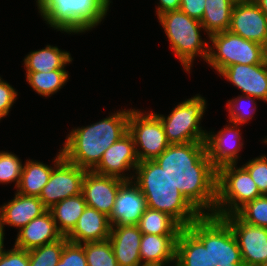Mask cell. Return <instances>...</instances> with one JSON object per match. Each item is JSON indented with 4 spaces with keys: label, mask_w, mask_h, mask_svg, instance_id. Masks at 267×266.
Here are the masks:
<instances>
[{
    "label": "cell",
    "mask_w": 267,
    "mask_h": 266,
    "mask_svg": "<svg viewBox=\"0 0 267 266\" xmlns=\"http://www.w3.org/2000/svg\"><path fill=\"white\" fill-rule=\"evenodd\" d=\"M178 236L143 234L139 248L142 266H175Z\"/></svg>",
    "instance_id": "obj_22"
},
{
    "label": "cell",
    "mask_w": 267,
    "mask_h": 266,
    "mask_svg": "<svg viewBox=\"0 0 267 266\" xmlns=\"http://www.w3.org/2000/svg\"><path fill=\"white\" fill-rule=\"evenodd\" d=\"M205 97L196 94L175 105L169 115L155 113L161 120L169 144L205 142L206 129L201 121L206 112Z\"/></svg>",
    "instance_id": "obj_8"
},
{
    "label": "cell",
    "mask_w": 267,
    "mask_h": 266,
    "mask_svg": "<svg viewBox=\"0 0 267 266\" xmlns=\"http://www.w3.org/2000/svg\"><path fill=\"white\" fill-rule=\"evenodd\" d=\"M265 62L267 63V44L264 46Z\"/></svg>",
    "instance_id": "obj_45"
},
{
    "label": "cell",
    "mask_w": 267,
    "mask_h": 266,
    "mask_svg": "<svg viewBox=\"0 0 267 266\" xmlns=\"http://www.w3.org/2000/svg\"><path fill=\"white\" fill-rule=\"evenodd\" d=\"M125 181L87 171L83 183L82 194L88 207L94 208L108 217L113 211L115 198L119 187Z\"/></svg>",
    "instance_id": "obj_16"
},
{
    "label": "cell",
    "mask_w": 267,
    "mask_h": 266,
    "mask_svg": "<svg viewBox=\"0 0 267 266\" xmlns=\"http://www.w3.org/2000/svg\"><path fill=\"white\" fill-rule=\"evenodd\" d=\"M147 208V201L139 187L132 180L125 181L117 192L109 222L111 226L137 225Z\"/></svg>",
    "instance_id": "obj_18"
},
{
    "label": "cell",
    "mask_w": 267,
    "mask_h": 266,
    "mask_svg": "<svg viewBox=\"0 0 267 266\" xmlns=\"http://www.w3.org/2000/svg\"><path fill=\"white\" fill-rule=\"evenodd\" d=\"M218 76L232 83L243 95L267 102V63L246 65L234 64L224 68Z\"/></svg>",
    "instance_id": "obj_17"
},
{
    "label": "cell",
    "mask_w": 267,
    "mask_h": 266,
    "mask_svg": "<svg viewBox=\"0 0 267 266\" xmlns=\"http://www.w3.org/2000/svg\"><path fill=\"white\" fill-rule=\"evenodd\" d=\"M243 166L248 170L261 195H267V156L260 155Z\"/></svg>",
    "instance_id": "obj_36"
},
{
    "label": "cell",
    "mask_w": 267,
    "mask_h": 266,
    "mask_svg": "<svg viewBox=\"0 0 267 266\" xmlns=\"http://www.w3.org/2000/svg\"><path fill=\"white\" fill-rule=\"evenodd\" d=\"M141 111L130 108L128 119V132L133 137L140 162L154 160L170 145L164 126L155 112Z\"/></svg>",
    "instance_id": "obj_10"
},
{
    "label": "cell",
    "mask_w": 267,
    "mask_h": 266,
    "mask_svg": "<svg viewBox=\"0 0 267 266\" xmlns=\"http://www.w3.org/2000/svg\"><path fill=\"white\" fill-rule=\"evenodd\" d=\"M175 266H215L208 247L188 228H183L177 238Z\"/></svg>",
    "instance_id": "obj_25"
},
{
    "label": "cell",
    "mask_w": 267,
    "mask_h": 266,
    "mask_svg": "<svg viewBox=\"0 0 267 266\" xmlns=\"http://www.w3.org/2000/svg\"><path fill=\"white\" fill-rule=\"evenodd\" d=\"M157 18L182 69L190 74L195 57L207 61L209 41L202 40L200 32L204 31V27L200 21L190 18L180 9L165 12Z\"/></svg>",
    "instance_id": "obj_5"
},
{
    "label": "cell",
    "mask_w": 267,
    "mask_h": 266,
    "mask_svg": "<svg viewBox=\"0 0 267 266\" xmlns=\"http://www.w3.org/2000/svg\"><path fill=\"white\" fill-rule=\"evenodd\" d=\"M83 248L87 266H119L109 239L83 243Z\"/></svg>",
    "instance_id": "obj_32"
},
{
    "label": "cell",
    "mask_w": 267,
    "mask_h": 266,
    "mask_svg": "<svg viewBox=\"0 0 267 266\" xmlns=\"http://www.w3.org/2000/svg\"><path fill=\"white\" fill-rule=\"evenodd\" d=\"M72 60L70 52L48 44L40 50L29 52L23 59V65L26 72H48L65 70L66 65Z\"/></svg>",
    "instance_id": "obj_26"
},
{
    "label": "cell",
    "mask_w": 267,
    "mask_h": 266,
    "mask_svg": "<svg viewBox=\"0 0 267 266\" xmlns=\"http://www.w3.org/2000/svg\"><path fill=\"white\" fill-rule=\"evenodd\" d=\"M56 266H87L83 244L67 241Z\"/></svg>",
    "instance_id": "obj_37"
},
{
    "label": "cell",
    "mask_w": 267,
    "mask_h": 266,
    "mask_svg": "<svg viewBox=\"0 0 267 266\" xmlns=\"http://www.w3.org/2000/svg\"><path fill=\"white\" fill-rule=\"evenodd\" d=\"M0 266H29L28 250L13 245V248L3 249L0 254Z\"/></svg>",
    "instance_id": "obj_38"
},
{
    "label": "cell",
    "mask_w": 267,
    "mask_h": 266,
    "mask_svg": "<svg viewBox=\"0 0 267 266\" xmlns=\"http://www.w3.org/2000/svg\"><path fill=\"white\" fill-rule=\"evenodd\" d=\"M18 93L14 87L0 76V112L6 117L13 104L16 102Z\"/></svg>",
    "instance_id": "obj_39"
},
{
    "label": "cell",
    "mask_w": 267,
    "mask_h": 266,
    "mask_svg": "<svg viewBox=\"0 0 267 266\" xmlns=\"http://www.w3.org/2000/svg\"><path fill=\"white\" fill-rule=\"evenodd\" d=\"M62 237L63 235L58 231L50 210H46L18 231L14 246L31 250L56 242Z\"/></svg>",
    "instance_id": "obj_20"
},
{
    "label": "cell",
    "mask_w": 267,
    "mask_h": 266,
    "mask_svg": "<svg viewBox=\"0 0 267 266\" xmlns=\"http://www.w3.org/2000/svg\"><path fill=\"white\" fill-rule=\"evenodd\" d=\"M243 222L267 228V195L246 203L235 213Z\"/></svg>",
    "instance_id": "obj_34"
},
{
    "label": "cell",
    "mask_w": 267,
    "mask_h": 266,
    "mask_svg": "<svg viewBox=\"0 0 267 266\" xmlns=\"http://www.w3.org/2000/svg\"><path fill=\"white\" fill-rule=\"evenodd\" d=\"M228 125L217 133L206 132V153L212 165L218 169L227 164H237L239 152L243 148V138L239 124L227 121Z\"/></svg>",
    "instance_id": "obj_14"
},
{
    "label": "cell",
    "mask_w": 267,
    "mask_h": 266,
    "mask_svg": "<svg viewBox=\"0 0 267 266\" xmlns=\"http://www.w3.org/2000/svg\"><path fill=\"white\" fill-rule=\"evenodd\" d=\"M5 118V116L0 112V121Z\"/></svg>",
    "instance_id": "obj_46"
},
{
    "label": "cell",
    "mask_w": 267,
    "mask_h": 266,
    "mask_svg": "<svg viewBox=\"0 0 267 266\" xmlns=\"http://www.w3.org/2000/svg\"><path fill=\"white\" fill-rule=\"evenodd\" d=\"M67 241L63 236L56 242L28 250L29 266H56Z\"/></svg>",
    "instance_id": "obj_31"
},
{
    "label": "cell",
    "mask_w": 267,
    "mask_h": 266,
    "mask_svg": "<svg viewBox=\"0 0 267 266\" xmlns=\"http://www.w3.org/2000/svg\"><path fill=\"white\" fill-rule=\"evenodd\" d=\"M26 82L40 96L51 97L66 85L70 76L67 70L25 72Z\"/></svg>",
    "instance_id": "obj_30"
},
{
    "label": "cell",
    "mask_w": 267,
    "mask_h": 266,
    "mask_svg": "<svg viewBox=\"0 0 267 266\" xmlns=\"http://www.w3.org/2000/svg\"><path fill=\"white\" fill-rule=\"evenodd\" d=\"M130 109L110 113L99 122L71 129L61 150L70 163L91 171L103 153L128 131Z\"/></svg>",
    "instance_id": "obj_2"
},
{
    "label": "cell",
    "mask_w": 267,
    "mask_h": 266,
    "mask_svg": "<svg viewBox=\"0 0 267 266\" xmlns=\"http://www.w3.org/2000/svg\"><path fill=\"white\" fill-rule=\"evenodd\" d=\"M227 266H246L245 263H232L230 265Z\"/></svg>",
    "instance_id": "obj_44"
},
{
    "label": "cell",
    "mask_w": 267,
    "mask_h": 266,
    "mask_svg": "<svg viewBox=\"0 0 267 266\" xmlns=\"http://www.w3.org/2000/svg\"><path fill=\"white\" fill-rule=\"evenodd\" d=\"M262 143H264V144H266V145H267V138H266V139H264Z\"/></svg>",
    "instance_id": "obj_47"
},
{
    "label": "cell",
    "mask_w": 267,
    "mask_h": 266,
    "mask_svg": "<svg viewBox=\"0 0 267 266\" xmlns=\"http://www.w3.org/2000/svg\"><path fill=\"white\" fill-rule=\"evenodd\" d=\"M262 196L248 170L242 165L227 164L217 169L216 206L214 214H235L246 203Z\"/></svg>",
    "instance_id": "obj_6"
},
{
    "label": "cell",
    "mask_w": 267,
    "mask_h": 266,
    "mask_svg": "<svg viewBox=\"0 0 267 266\" xmlns=\"http://www.w3.org/2000/svg\"><path fill=\"white\" fill-rule=\"evenodd\" d=\"M187 228L208 247L215 266L244 263L234 233L222 217L201 215Z\"/></svg>",
    "instance_id": "obj_7"
},
{
    "label": "cell",
    "mask_w": 267,
    "mask_h": 266,
    "mask_svg": "<svg viewBox=\"0 0 267 266\" xmlns=\"http://www.w3.org/2000/svg\"><path fill=\"white\" fill-rule=\"evenodd\" d=\"M110 232L109 217L87 206L79 217L76 226L66 238L68 241L77 244L100 242L108 240Z\"/></svg>",
    "instance_id": "obj_23"
},
{
    "label": "cell",
    "mask_w": 267,
    "mask_h": 266,
    "mask_svg": "<svg viewBox=\"0 0 267 266\" xmlns=\"http://www.w3.org/2000/svg\"><path fill=\"white\" fill-rule=\"evenodd\" d=\"M228 30L246 40L267 44V17L254 0L236 1Z\"/></svg>",
    "instance_id": "obj_15"
},
{
    "label": "cell",
    "mask_w": 267,
    "mask_h": 266,
    "mask_svg": "<svg viewBox=\"0 0 267 266\" xmlns=\"http://www.w3.org/2000/svg\"><path fill=\"white\" fill-rule=\"evenodd\" d=\"M132 181L145 196L148 208L170 215L183 228L201 216L154 160L139 162Z\"/></svg>",
    "instance_id": "obj_3"
},
{
    "label": "cell",
    "mask_w": 267,
    "mask_h": 266,
    "mask_svg": "<svg viewBox=\"0 0 267 266\" xmlns=\"http://www.w3.org/2000/svg\"><path fill=\"white\" fill-rule=\"evenodd\" d=\"M4 236H5V233H3L1 230H0V254L2 252V250L5 248L4 247Z\"/></svg>",
    "instance_id": "obj_43"
},
{
    "label": "cell",
    "mask_w": 267,
    "mask_h": 266,
    "mask_svg": "<svg viewBox=\"0 0 267 266\" xmlns=\"http://www.w3.org/2000/svg\"><path fill=\"white\" fill-rule=\"evenodd\" d=\"M46 210L39 197L25 196L15 192L13 199L0 207V230L4 233L6 225L20 230Z\"/></svg>",
    "instance_id": "obj_19"
},
{
    "label": "cell",
    "mask_w": 267,
    "mask_h": 266,
    "mask_svg": "<svg viewBox=\"0 0 267 266\" xmlns=\"http://www.w3.org/2000/svg\"><path fill=\"white\" fill-rule=\"evenodd\" d=\"M23 164L21 159L13 152L0 151V183L9 184L15 182V188L21 180Z\"/></svg>",
    "instance_id": "obj_35"
},
{
    "label": "cell",
    "mask_w": 267,
    "mask_h": 266,
    "mask_svg": "<svg viewBox=\"0 0 267 266\" xmlns=\"http://www.w3.org/2000/svg\"><path fill=\"white\" fill-rule=\"evenodd\" d=\"M133 137L127 131L103 153L100 162L91 170L96 174L113 176L124 181L133 180L135 168L139 164ZM130 174L127 171H131ZM126 172V173H125Z\"/></svg>",
    "instance_id": "obj_12"
},
{
    "label": "cell",
    "mask_w": 267,
    "mask_h": 266,
    "mask_svg": "<svg viewBox=\"0 0 267 266\" xmlns=\"http://www.w3.org/2000/svg\"><path fill=\"white\" fill-rule=\"evenodd\" d=\"M255 99L257 98L242 94L232 100H228L226 108L229 113V121L239 125L248 123V121L253 118V115L257 110V103L255 102ZM249 107L251 109H249Z\"/></svg>",
    "instance_id": "obj_33"
},
{
    "label": "cell",
    "mask_w": 267,
    "mask_h": 266,
    "mask_svg": "<svg viewBox=\"0 0 267 266\" xmlns=\"http://www.w3.org/2000/svg\"><path fill=\"white\" fill-rule=\"evenodd\" d=\"M87 207L83 194L63 199L56 203L50 212L58 231L67 236L76 226L79 217Z\"/></svg>",
    "instance_id": "obj_27"
},
{
    "label": "cell",
    "mask_w": 267,
    "mask_h": 266,
    "mask_svg": "<svg viewBox=\"0 0 267 266\" xmlns=\"http://www.w3.org/2000/svg\"><path fill=\"white\" fill-rule=\"evenodd\" d=\"M181 0H159L155 12L157 17L168 11H174L180 9Z\"/></svg>",
    "instance_id": "obj_41"
},
{
    "label": "cell",
    "mask_w": 267,
    "mask_h": 266,
    "mask_svg": "<svg viewBox=\"0 0 267 266\" xmlns=\"http://www.w3.org/2000/svg\"><path fill=\"white\" fill-rule=\"evenodd\" d=\"M142 235L137 225L111 226L109 241L119 266H142L139 253Z\"/></svg>",
    "instance_id": "obj_21"
},
{
    "label": "cell",
    "mask_w": 267,
    "mask_h": 266,
    "mask_svg": "<svg viewBox=\"0 0 267 266\" xmlns=\"http://www.w3.org/2000/svg\"><path fill=\"white\" fill-rule=\"evenodd\" d=\"M254 2L259 6L260 10L267 17V0H254Z\"/></svg>",
    "instance_id": "obj_42"
},
{
    "label": "cell",
    "mask_w": 267,
    "mask_h": 266,
    "mask_svg": "<svg viewBox=\"0 0 267 266\" xmlns=\"http://www.w3.org/2000/svg\"><path fill=\"white\" fill-rule=\"evenodd\" d=\"M87 171L63 158L52 169L49 180L39 196L44 207L49 210L63 199L81 194Z\"/></svg>",
    "instance_id": "obj_11"
},
{
    "label": "cell",
    "mask_w": 267,
    "mask_h": 266,
    "mask_svg": "<svg viewBox=\"0 0 267 266\" xmlns=\"http://www.w3.org/2000/svg\"><path fill=\"white\" fill-rule=\"evenodd\" d=\"M209 54L206 63L219 74L234 64L255 65L265 62L264 46L246 40L229 30L210 35Z\"/></svg>",
    "instance_id": "obj_9"
},
{
    "label": "cell",
    "mask_w": 267,
    "mask_h": 266,
    "mask_svg": "<svg viewBox=\"0 0 267 266\" xmlns=\"http://www.w3.org/2000/svg\"><path fill=\"white\" fill-rule=\"evenodd\" d=\"M237 0H206L201 24L207 37L229 29L231 14Z\"/></svg>",
    "instance_id": "obj_28"
},
{
    "label": "cell",
    "mask_w": 267,
    "mask_h": 266,
    "mask_svg": "<svg viewBox=\"0 0 267 266\" xmlns=\"http://www.w3.org/2000/svg\"><path fill=\"white\" fill-rule=\"evenodd\" d=\"M154 161L201 215L214 214L217 169L207 156L205 142L170 144Z\"/></svg>",
    "instance_id": "obj_1"
},
{
    "label": "cell",
    "mask_w": 267,
    "mask_h": 266,
    "mask_svg": "<svg viewBox=\"0 0 267 266\" xmlns=\"http://www.w3.org/2000/svg\"><path fill=\"white\" fill-rule=\"evenodd\" d=\"M205 1L206 0H181L180 10L190 18L201 22L204 15Z\"/></svg>",
    "instance_id": "obj_40"
},
{
    "label": "cell",
    "mask_w": 267,
    "mask_h": 266,
    "mask_svg": "<svg viewBox=\"0 0 267 266\" xmlns=\"http://www.w3.org/2000/svg\"><path fill=\"white\" fill-rule=\"evenodd\" d=\"M142 234L179 235L183 227L170 215L147 208L138 224Z\"/></svg>",
    "instance_id": "obj_29"
},
{
    "label": "cell",
    "mask_w": 267,
    "mask_h": 266,
    "mask_svg": "<svg viewBox=\"0 0 267 266\" xmlns=\"http://www.w3.org/2000/svg\"><path fill=\"white\" fill-rule=\"evenodd\" d=\"M63 153L60 149L52 165L44 164L40 161L27 159L23 165L21 180L16 192L25 196L39 197L43 187L49 180L52 169L63 159Z\"/></svg>",
    "instance_id": "obj_24"
},
{
    "label": "cell",
    "mask_w": 267,
    "mask_h": 266,
    "mask_svg": "<svg viewBox=\"0 0 267 266\" xmlns=\"http://www.w3.org/2000/svg\"><path fill=\"white\" fill-rule=\"evenodd\" d=\"M222 218L230 225L234 233L245 265H265L267 263V228L243 222L236 214Z\"/></svg>",
    "instance_id": "obj_13"
},
{
    "label": "cell",
    "mask_w": 267,
    "mask_h": 266,
    "mask_svg": "<svg viewBox=\"0 0 267 266\" xmlns=\"http://www.w3.org/2000/svg\"><path fill=\"white\" fill-rule=\"evenodd\" d=\"M41 18L62 33L80 34L96 28L109 12L111 0H35Z\"/></svg>",
    "instance_id": "obj_4"
}]
</instances>
